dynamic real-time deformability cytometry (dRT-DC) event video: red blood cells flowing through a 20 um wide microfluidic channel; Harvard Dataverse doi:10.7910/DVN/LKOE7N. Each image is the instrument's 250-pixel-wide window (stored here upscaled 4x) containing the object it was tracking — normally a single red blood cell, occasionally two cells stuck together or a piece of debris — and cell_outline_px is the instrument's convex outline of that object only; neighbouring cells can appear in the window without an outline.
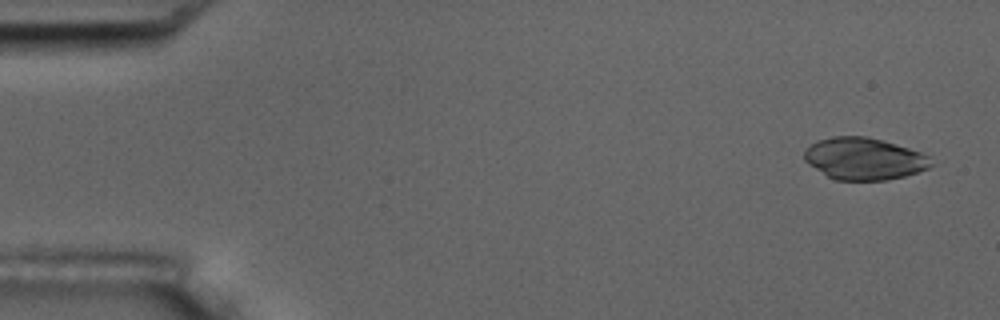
{"species": "common noctule bat (a hibernating species)", "species_latin": "Nyctalus noctula", "temperature_condition": "room temperature", "stored_images_in_passage": 15, "camera_frame_rate_fps": 3000, "um_per_image_px": 0.085, "animal": {"sex": "male", "body_mass_g": 17.5, "forearm_length_mm": 52.3}, "frame": {"image": 1, "passage_image": 1, "time_ms": 0.0, "image_size_px": [1000, 320], "cell_outline_px": [[932, 164], [928, 168], [904, 176], [888, 180], [836, 180], [828, 176], [804, 160], [804, 152], [816, 140], [832, 136], [868, 136], [896, 144], [920, 152], [928, 156]], "centroid_in_image_um": [73.44, 13.48], "position_along_channel_um": 11.6, "area_um2": 30.75}}